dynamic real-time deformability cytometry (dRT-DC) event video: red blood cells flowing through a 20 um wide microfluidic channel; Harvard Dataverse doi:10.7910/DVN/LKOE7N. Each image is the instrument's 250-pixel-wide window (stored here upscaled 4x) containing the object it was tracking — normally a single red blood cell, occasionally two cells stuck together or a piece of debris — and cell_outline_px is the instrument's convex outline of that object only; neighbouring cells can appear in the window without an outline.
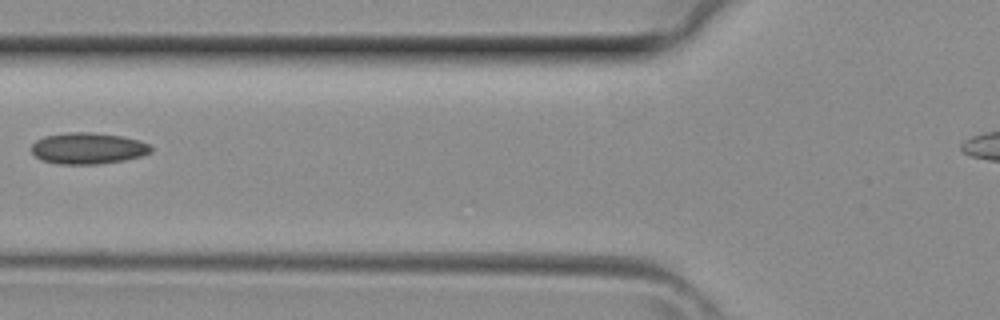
{"species": "common noctule bat (a hibernating species)", "species_latin": "Nyctalus noctula", "temperature_condition": "room temperature", "stored_images_in_passage": 2, "camera_frame_rate_fps": 3000, "um_per_image_px": 0.085, "animal": {"sex": "female", "body_mass_g": 29.2, "forearm_length_mm": 56.3}, "frame": {"image": 1, "passage_image": 2, "time_ms": 0.333, "image_size_px": [1000, 320], "cell_outline_px": [[152, 152], [140, 156], [124, 160], [100, 164], [60, 164], [40, 160], [32, 152], [32, 144], [36, 140], [44, 136], [68, 132], [88, 132], [120, 136], [136, 140], [148, 144], [152, 148]], "centroid_in_image_um": [7.44, 12.61], "position_along_channel_um": 118.4, "area_um2": 21.68}}